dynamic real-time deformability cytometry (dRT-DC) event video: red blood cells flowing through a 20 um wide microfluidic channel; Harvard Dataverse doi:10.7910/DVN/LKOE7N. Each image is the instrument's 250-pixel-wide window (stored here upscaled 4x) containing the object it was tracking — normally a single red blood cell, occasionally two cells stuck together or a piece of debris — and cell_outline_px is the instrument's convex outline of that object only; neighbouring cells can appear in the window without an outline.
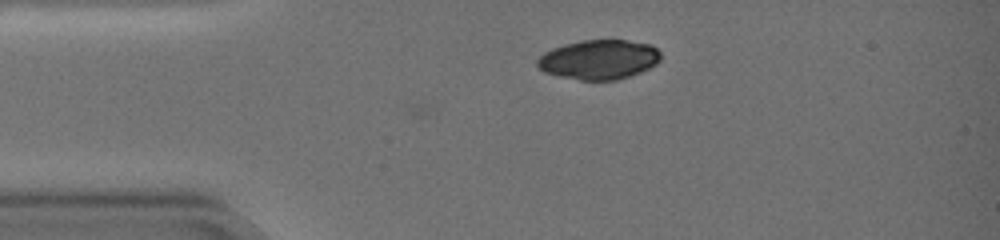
{"species": "common noctule bat (a hibernating species)", "species_latin": "Nyctalus noctula", "temperature_condition": "warm", "stored_images_in_passage": 3, "camera_frame_rate_fps": 3000, "um_per_image_px": 0.085, "animal": {"sex": "female", "body_mass_g": 19.0, "forearm_length_mm": 51.5}, "frame": {"image": 1, "passage_image": 1, "time_ms": 0.0, "image_size_px": [1000, 240], "cell_outline_px": [[660, 60], [656, 64], [640, 72], [616, 80], [580, 80], [560, 76], [544, 72], [536, 64], [536, 60], [544, 52], [580, 40], [624, 40], [648, 44], [656, 48], [660, 52]], "centroid_in_image_um": [50.91, 5.07], "position_along_channel_um": 34.1, "area_um2": 28.09}}